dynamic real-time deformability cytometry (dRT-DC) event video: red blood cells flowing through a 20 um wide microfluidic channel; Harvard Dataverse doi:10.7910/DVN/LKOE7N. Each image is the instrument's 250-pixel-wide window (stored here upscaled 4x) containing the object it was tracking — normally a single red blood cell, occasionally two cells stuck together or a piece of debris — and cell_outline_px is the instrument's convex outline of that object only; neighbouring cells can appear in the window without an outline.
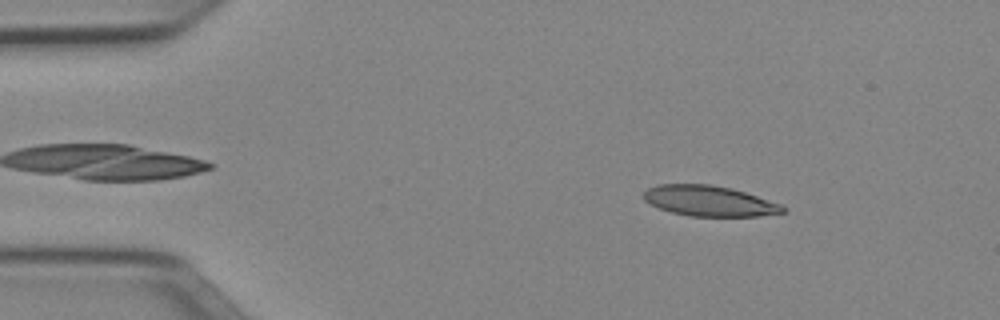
{"species": "Egyptian fruit bat (a non-hibernating species)", "species_latin": "Rousettus aegyptiacus", "temperature_condition": "cold", "stored_images_in_passage": 49, "camera_frame_rate_fps": 3000, "um_per_image_px": 0.085, "animal": {"sex": "female"}, "frame": {"image": 1, "passage_image": 6, "time_ms": 1.667, "image_size_px": [1000, 320], "cell_outline_px": [[784, 212], [760, 216], [688, 216], [672, 212], [660, 208], [644, 200], [644, 192], [648, 188], [656, 184], [712, 184], [732, 188], [780, 204], [784, 208]], "centroid_in_image_um": [60.26, 17.07], "position_along_channel_um": 24.7, "area_um2": 24.51}}
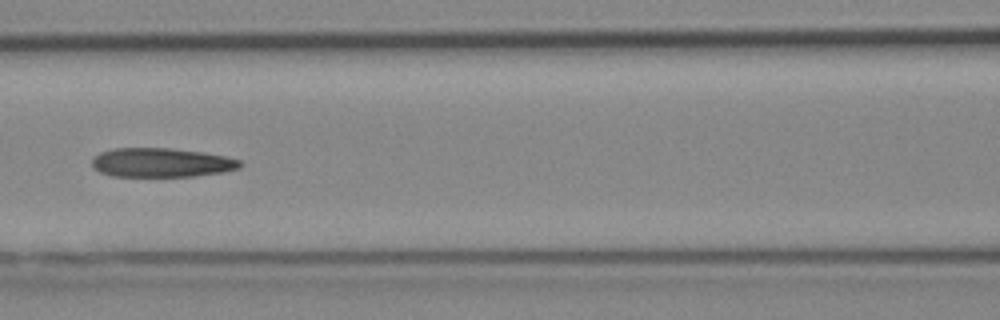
{"frame": {"image": 2, "passage_image": 21, "time_ms": 6.667, "image_size_px": [1000, 320], "cell_outline_px": [[244, 164], [240, 168], [224, 172], [192, 176], [112, 176], [100, 172], [92, 168], [92, 160], [100, 152], [116, 148], [172, 148], [204, 152], [224, 156], [240, 160]], "centroid_in_image_um": [13.74, 13.82], "position_along_channel_um": 152.9, "area_um2": 25.2}}
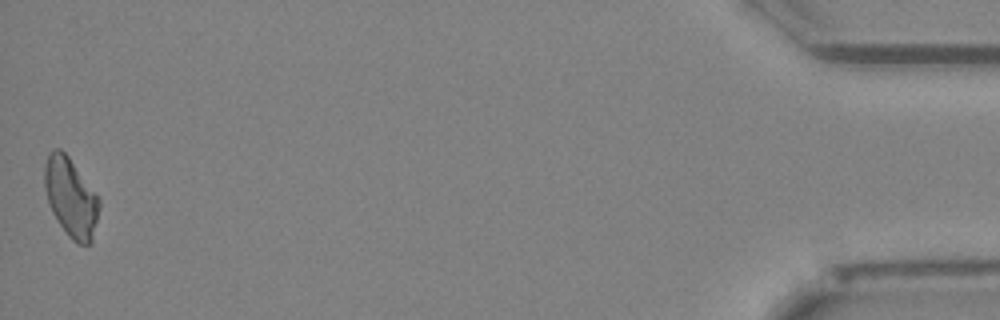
{"frame": {"image": 3, "passage_image": 49, "time_ms": 16.0, "image_size_px": [1000, 320], "cell_outline_px": [[100, 208], [92, 244], [76, 244], [68, 236], [52, 212], [44, 188], [44, 164], [48, 152], [56, 148], [60, 148], [68, 156], [100, 200]], "centroid_in_image_um": [6.01, 16.8], "position_along_channel_um": 429.2, "area_um2": 25.14}, "authors_computed_cell_mechanics": {"area_um2": 25.2008, "velocity_mm_per_s": 3.9705, "shape_relaxation_time_tau1_ms": null, "shape_relaxation_time_tau2_ms": 3.9669, "deformation_change_tau1": null, "deformation_change_tau2": 0.1353}}